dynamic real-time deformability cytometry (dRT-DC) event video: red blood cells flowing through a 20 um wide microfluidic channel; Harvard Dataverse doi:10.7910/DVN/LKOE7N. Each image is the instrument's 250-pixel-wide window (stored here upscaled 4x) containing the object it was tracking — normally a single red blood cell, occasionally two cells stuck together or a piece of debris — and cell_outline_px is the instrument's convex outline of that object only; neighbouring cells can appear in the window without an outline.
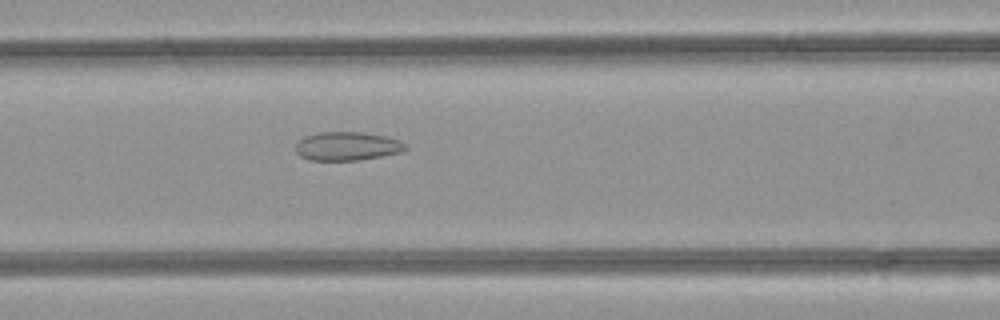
{"species": "common noctule bat (a hibernating species)", "species_latin": "Nyctalus noctula", "temperature_condition": "room temperature", "stored_images_in_passage": 37, "camera_frame_rate_fps": 3000, "um_per_image_px": 0.085, "animal": {"sex": "female", "body_mass_g": 21.9}, "frame": {"image": 1, "passage_image": 9, "time_ms": 2.667, "image_size_px": [1000, 320], "cell_outline_px": [[408, 148], [400, 152], [360, 160], [308, 160], [300, 156], [296, 152], [296, 144], [304, 136], [320, 132], [360, 132], [384, 136], [400, 140], [408, 144]], "centroid_in_image_um": [29.51, 12.42], "position_along_channel_um": 137.1, "area_um2": 18.32}}
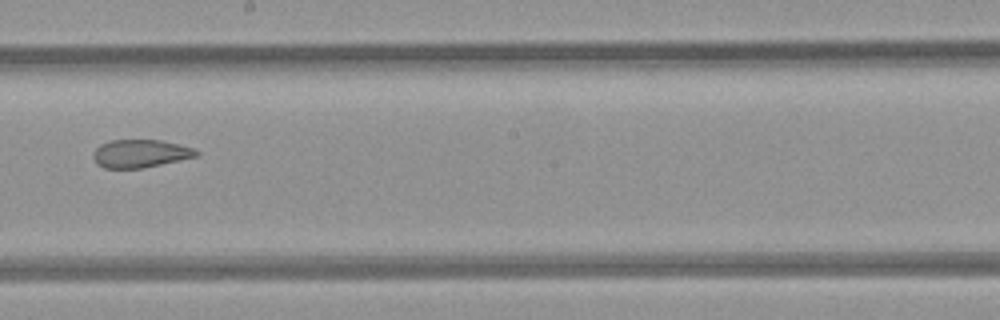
{"frame": {"image": 2, "passage_image": 16, "time_ms": 5.0, "image_size_px": [1000, 320], "cell_outline_px": [[200, 156], [144, 168], [104, 168], [96, 164], [92, 156], [92, 152], [100, 144], [112, 140], [160, 140], [192, 148], [200, 152]], "centroid_in_image_um": [11.91, 13.06], "position_along_channel_um": 236.3, "area_um2": 16.94}}
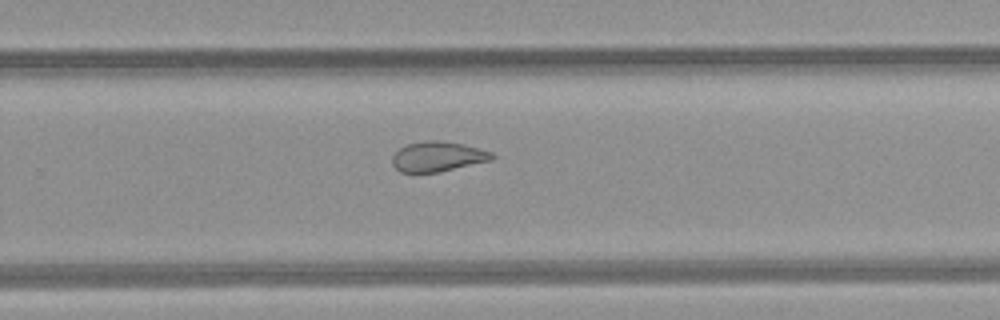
{"frame": {"image": 3, "passage_image": 20, "time_ms": 6.333, "image_size_px": [1000, 320], "cell_outline_px": [[496, 156], [492, 160], [440, 172], [400, 172], [392, 164], [392, 156], [400, 148], [408, 144], [428, 140], [440, 140], [464, 144], [492, 152]], "centroid_in_image_um": [37.23, 13.31], "position_along_channel_um": 292.6, "area_um2": 17.46}, "authors_computed_cell_mechanics": {"area_um2": 19.363, "velocity_mm_per_s": 4.2507, "shape_relaxation_time_tau1_ms": null, "shape_relaxation_time_tau2_ms": 1.7696, "deformation_change_tau1": null, "deformation_change_tau2": 0.0913}}